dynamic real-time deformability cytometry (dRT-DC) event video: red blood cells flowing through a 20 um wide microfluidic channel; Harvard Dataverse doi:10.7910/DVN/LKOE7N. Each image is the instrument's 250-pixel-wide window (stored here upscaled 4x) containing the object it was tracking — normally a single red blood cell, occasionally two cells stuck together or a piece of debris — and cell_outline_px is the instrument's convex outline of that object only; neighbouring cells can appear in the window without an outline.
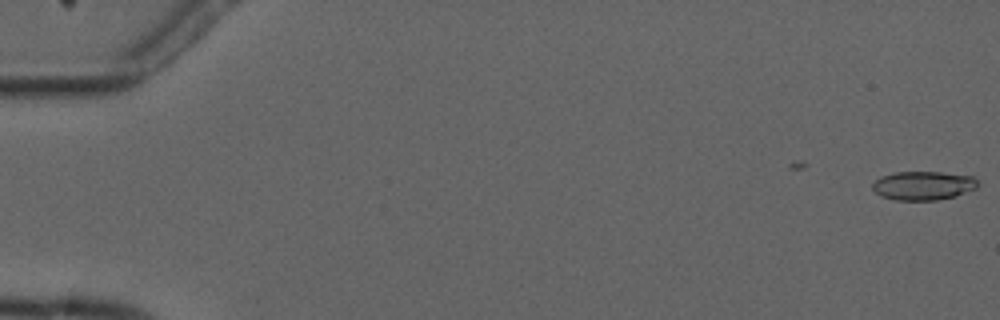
{"species": "common noctule bat (a hibernating species)", "species_latin": "Nyctalus noctula", "temperature_condition": "cold", "stored_images_in_passage": 6, "camera_frame_rate_fps": 3000, "um_per_image_px": 0.085, "animal": {"sex": "male", "forearm_length_mm": 52.5}, "frame": {"image": 1, "passage_image": 1, "time_ms": 0.0, "image_size_px": [1000, 320], "cell_outline_px": [[980, 184], [976, 188], [956, 196], [936, 200], [896, 200], [880, 196], [872, 188], [872, 184], [880, 176], [892, 172], [940, 172], [972, 176]], "centroid_in_image_um": [78.46, 15.77], "position_along_channel_um": 6.5, "area_um2": 17.74}}